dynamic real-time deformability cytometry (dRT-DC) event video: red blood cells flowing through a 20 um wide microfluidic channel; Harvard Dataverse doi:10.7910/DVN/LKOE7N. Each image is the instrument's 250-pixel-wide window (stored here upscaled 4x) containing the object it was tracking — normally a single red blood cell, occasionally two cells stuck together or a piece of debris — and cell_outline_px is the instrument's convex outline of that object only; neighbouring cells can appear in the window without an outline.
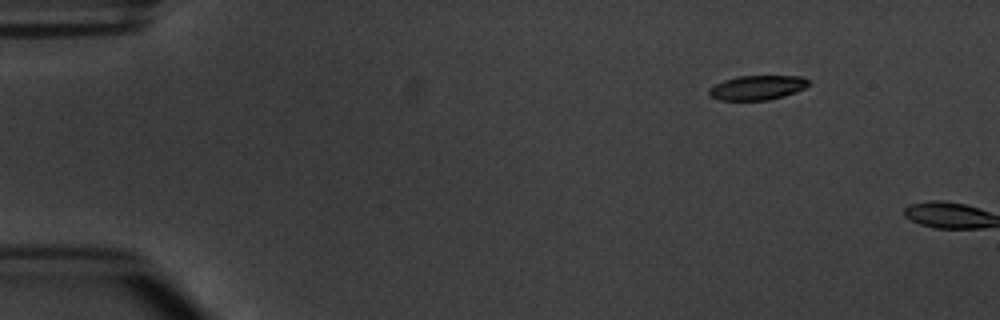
{"species": "common noctule bat (a hibernating species)", "species_latin": "Nyctalus noctula", "temperature_condition": "warm", "stored_images_in_passage": 2, "camera_frame_rate_fps": 3000, "um_per_image_px": 0.085, "animal": {"sex": "male", "body_mass_g": 20.1, "forearm_length_mm": 53.5}, "frame": {"image": 1, "passage_image": 1, "time_ms": 0.0, "image_size_px": [1000, 320], "cell_outline_px": [[812, 84], [796, 92], [784, 96], [768, 100], [720, 100], [708, 96], [708, 88], [724, 80], [736, 76], [804, 76], [812, 80]], "centroid_in_image_um": [64.41, 7.44], "position_along_channel_um": 20.6, "area_um2": 14.51}}